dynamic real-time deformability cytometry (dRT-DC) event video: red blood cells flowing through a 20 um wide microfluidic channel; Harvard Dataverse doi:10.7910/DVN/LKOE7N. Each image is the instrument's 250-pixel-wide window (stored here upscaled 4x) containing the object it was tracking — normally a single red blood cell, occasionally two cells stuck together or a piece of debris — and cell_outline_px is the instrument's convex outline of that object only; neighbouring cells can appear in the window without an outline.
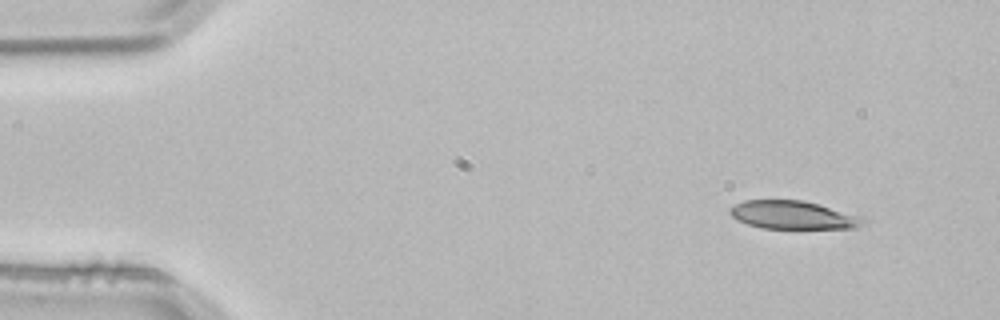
{"species": "common noctule bat (a hibernating species)", "species_latin": "Nyctalus noctula", "temperature_condition": "room temperature", "stored_images_in_passage": 3, "camera_frame_rate_fps": 3000, "um_per_image_px": 0.085, "animal": {"sex": "male", "body_mass_g": 21.5, "forearm_length_mm": 52.0}, "frame": {"image": 1, "passage_image": 1, "time_ms": 0.0, "image_size_px": [1000, 320], "cell_outline_px": [[868, 220], [856, 228], [760, 228], [736, 220], [728, 212], [728, 208], [744, 200], [804, 200], [820, 204], [864, 216]], "centroid_in_image_um": [67.44, 18.27], "position_along_channel_um": 17.6, "area_um2": 22.2}}
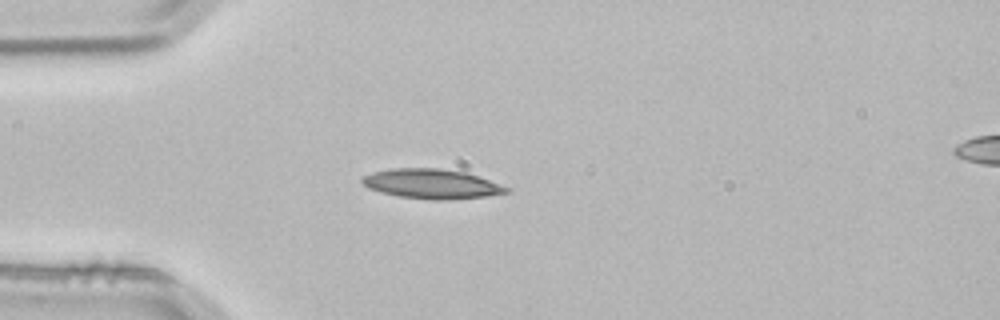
{"frame": {"image": 2, "passage_image": 3, "time_ms": 0.667, "image_size_px": [1000, 320], "cell_outline_px": [[512, 192], [488, 196], [440, 200], [436, 200], [400, 196], [380, 192], [368, 188], [360, 180], [360, 176], [372, 172], [392, 168], [440, 168], [464, 172], [512, 188]], "centroid_in_image_um": [36.68, 15.62], "position_along_channel_um": 48.3, "area_um2": 24.91}}